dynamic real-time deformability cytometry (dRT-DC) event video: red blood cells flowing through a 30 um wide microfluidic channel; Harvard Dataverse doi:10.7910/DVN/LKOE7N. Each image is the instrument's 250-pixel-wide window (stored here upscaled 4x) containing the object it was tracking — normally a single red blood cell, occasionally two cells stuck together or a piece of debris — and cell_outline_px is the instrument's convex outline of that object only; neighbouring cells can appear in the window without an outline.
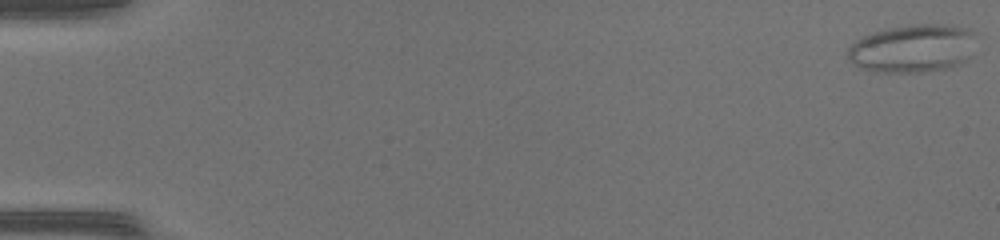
{"species": "common noctule bat (a hibernating species)", "species_latin": "Nyctalus noctula", "temperature_condition": "warm", "stored_images_in_passage": 49, "camera_frame_rate_fps": 3000, "um_per_image_px": 0.085, "animal": {"sex": "female", "body_mass_g": 17.0, "forearm_length_mm": 48.0}, "frame": {"image": 1, "passage_image": 1, "time_ms": 0.0, "image_size_px": [1000, 240], "cell_outline_px": [[976, 32], [968, 56], [964, 60], [956, 64], [944, 68], [920, 72], [876, 72], [860, 68], [848, 56], [848, 48], [856, 40], [872, 32], [884, 28], [916, 24], [936, 24], [968, 28]], "centroid_in_image_um": [77.54, 4.1], "position_along_channel_um": 7.5, "area_um2": 35.49}}
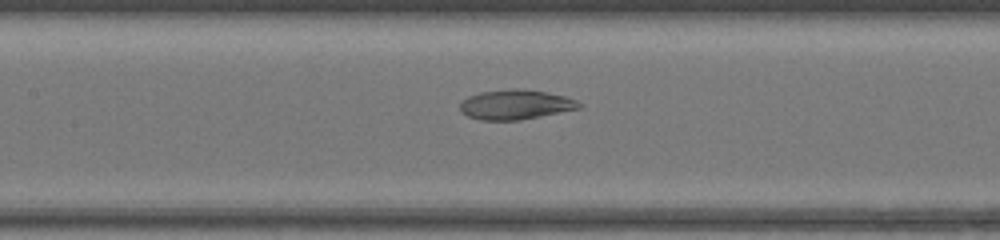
{"frame": {"image": 2, "passage_image": 24, "time_ms": 7.667, "image_size_px": [1000, 240], "cell_outline_px": [[584, 104], [580, 108], [520, 120], [480, 120], [468, 116], [460, 112], [460, 100], [468, 96], [480, 92], [512, 88], [520, 88], [544, 92], [564, 96], [576, 100]], "centroid_in_image_um": [43.78, 8.88], "position_along_channel_um": 163.6, "area_um2": 20.69}}
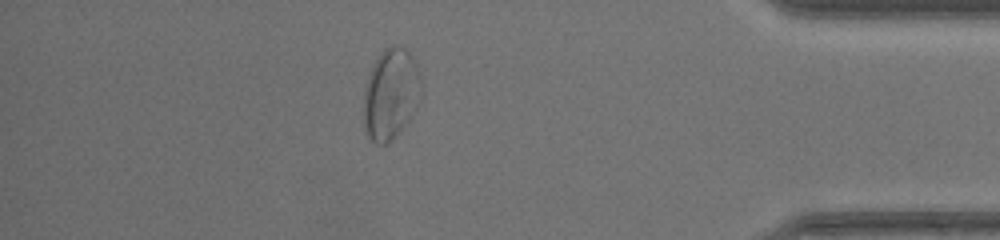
{"frame": {"image": 3, "passage_image": 43, "time_ms": 14.0, "image_size_px": [1000, 240], "cell_outline_px": [[424, 84], [420, 100], [416, 108], [404, 124], [384, 144], [376, 144], [368, 136], [364, 124], [364, 88], [368, 72], [376, 56], [384, 48], [404, 48], [412, 56], [416, 64]], "centroid_in_image_um": [33.21, 7.93], "position_along_channel_um": 402.0, "area_um2": 30.29}, "authors_computed_cell_mechanics": {"area_um2": 27.3972, "velocity_mm_per_s": 4.3363, "shape_relaxation_time_tau1_ms": null, "shape_relaxation_time_tau2_ms": 0.9453, "deformation_change_tau1": null, "deformation_change_tau2": 0.0682}}